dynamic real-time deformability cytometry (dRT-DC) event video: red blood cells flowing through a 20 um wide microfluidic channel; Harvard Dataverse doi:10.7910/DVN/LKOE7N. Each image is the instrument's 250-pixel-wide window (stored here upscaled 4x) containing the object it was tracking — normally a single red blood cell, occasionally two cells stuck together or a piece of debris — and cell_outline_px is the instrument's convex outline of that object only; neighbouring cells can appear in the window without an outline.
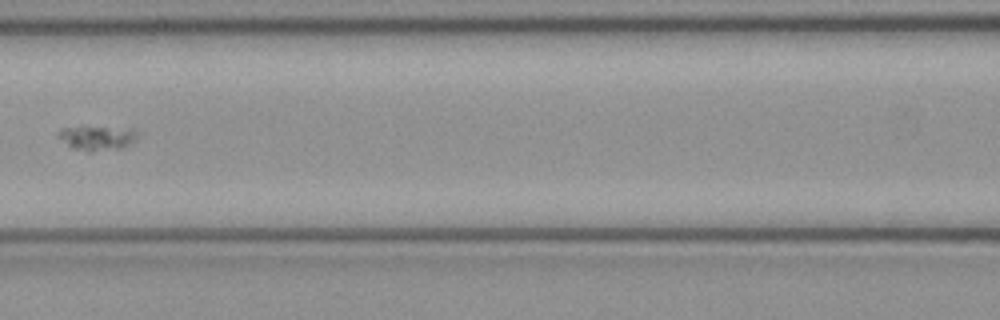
{"species": "common noctule bat (a hibernating species)", "species_latin": "Nyctalus noctula", "temperature_condition": "cold", "stored_images_in_passage": 7, "camera_frame_rate_fps": 3000, "um_per_image_px": 0.085, "animal": {"sex": "female", "body_mass_g": 21.9}, "frame": {"image": 1, "passage_image": 7, "time_ms": 2.0, "image_size_px": [1000, 320], "cell_outline_px": [[136, 140], [120, 148], [92, 152], [88, 152], [72, 148], [56, 136], [60, 128], [84, 124], [132, 128], [136, 132]], "centroid_in_image_um": [8.19, 11.66], "position_along_channel_um": 158.4, "area_um2": 12.02}}